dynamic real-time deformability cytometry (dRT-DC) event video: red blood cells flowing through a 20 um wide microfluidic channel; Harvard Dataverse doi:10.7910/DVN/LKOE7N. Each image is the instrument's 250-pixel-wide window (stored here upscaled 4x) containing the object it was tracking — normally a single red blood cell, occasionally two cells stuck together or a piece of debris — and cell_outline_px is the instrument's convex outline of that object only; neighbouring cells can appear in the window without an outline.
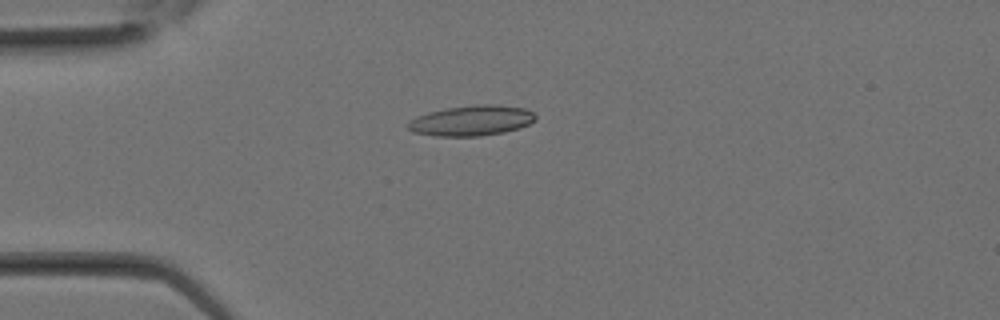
{"species": "Egyptian fruit bat (a non-hibernating species)", "species_latin": "Rousettus aegyptiacus", "temperature_condition": "room temperature", "stored_images_in_passage": 4, "camera_frame_rate_fps": 3000, "um_per_image_px": 0.085, "animal": {"sex": "female"}, "frame": {"image": 1, "passage_image": 1, "time_ms": 0.0, "image_size_px": [1000, 320], "cell_outline_px": [[536, 120], [520, 128], [504, 132], [480, 136], [436, 136], [412, 132], [408, 128], [408, 124], [416, 116], [428, 112], [448, 108], [476, 104], [496, 104], [524, 108], [532, 112], [536, 116]], "centroid_in_image_um": [40.1, 10.25], "position_along_channel_um": 44.9, "area_um2": 22.54}}
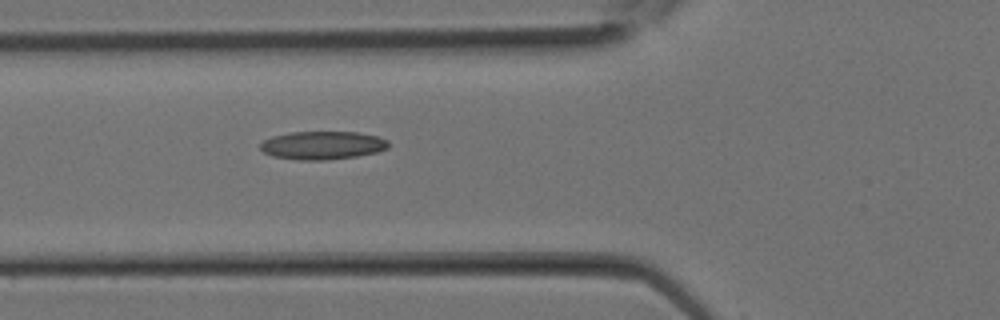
{"frame": {"image": 2, "passage_image": 4, "time_ms": 1.0, "image_size_px": [1000, 320], "cell_outline_px": [[388, 148], [376, 152], [356, 156], [328, 160], [300, 160], [272, 156], [264, 152], [260, 148], [260, 144], [264, 140], [272, 136], [292, 132], [356, 132], [376, 136], [388, 140]], "centroid_in_image_um": [27.4, 12.35], "position_along_channel_um": 98.4, "area_um2": 20.98}}